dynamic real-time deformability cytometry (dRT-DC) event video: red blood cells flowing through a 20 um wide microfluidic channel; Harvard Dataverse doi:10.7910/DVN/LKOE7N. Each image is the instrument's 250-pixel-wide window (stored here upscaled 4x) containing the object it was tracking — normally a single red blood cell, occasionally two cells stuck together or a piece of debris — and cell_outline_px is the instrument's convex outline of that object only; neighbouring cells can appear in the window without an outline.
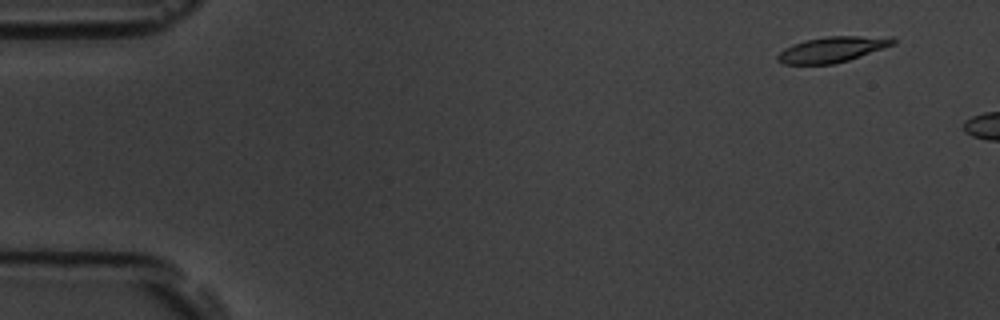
{"species": "common noctule bat (a hibernating species)", "species_latin": "Nyctalus noctula", "temperature_condition": "room temperature", "stored_images_in_passage": 3, "camera_frame_rate_fps": 3000, "um_per_image_px": 0.085, "animal": {"sex": "male", "body_mass_g": 19.5, "forearm_length_mm": 54.6}, "frame": {"image": 1, "passage_image": 1, "time_ms": 0.0, "image_size_px": [1000, 320], "cell_outline_px": [[896, 44], [848, 60], [832, 64], [784, 64], [776, 60], [776, 56], [784, 48], [792, 44], [804, 40], [828, 36], [892, 36], [896, 40]], "centroid_in_image_um": [70.76, 4.19], "position_along_channel_um": 14.2, "area_um2": 17.34}}